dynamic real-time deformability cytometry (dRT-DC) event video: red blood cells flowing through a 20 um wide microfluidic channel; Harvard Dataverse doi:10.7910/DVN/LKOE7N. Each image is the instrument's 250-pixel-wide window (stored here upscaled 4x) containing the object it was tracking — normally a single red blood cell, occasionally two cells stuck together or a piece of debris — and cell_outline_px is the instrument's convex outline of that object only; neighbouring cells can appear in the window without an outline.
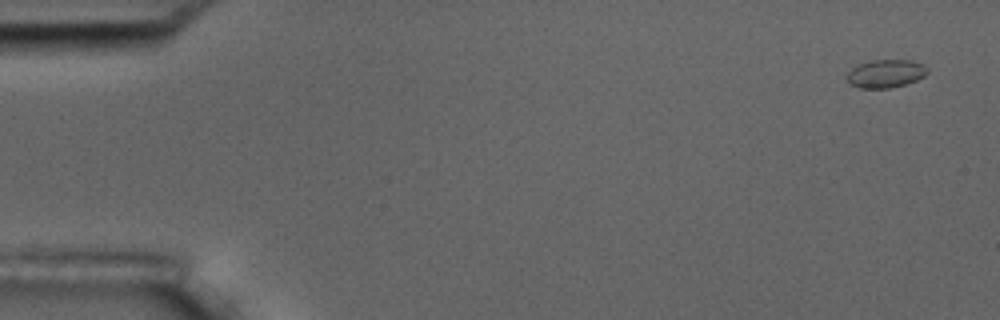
{"species": "common noctule bat (a hibernating species)", "species_latin": "Nyctalus noctula", "temperature_condition": "room temperature", "stored_images_in_passage": 4, "camera_frame_rate_fps": 3000, "um_per_image_px": 0.085, "animal": {"sex": "male", "body_mass_g": 17.5, "forearm_length_mm": 52.3}, "frame": {"image": 1, "passage_image": 1, "time_ms": 0.0, "image_size_px": [1000, 320], "cell_outline_px": [[928, 72], [924, 76], [916, 80], [904, 84], [888, 88], [860, 88], [852, 84], [848, 80], [848, 72], [856, 64], [872, 60], [912, 60], [928, 68]], "centroid_in_image_um": [75.28, 6.24], "position_along_channel_um": 9.7, "area_um2": 13.01}}